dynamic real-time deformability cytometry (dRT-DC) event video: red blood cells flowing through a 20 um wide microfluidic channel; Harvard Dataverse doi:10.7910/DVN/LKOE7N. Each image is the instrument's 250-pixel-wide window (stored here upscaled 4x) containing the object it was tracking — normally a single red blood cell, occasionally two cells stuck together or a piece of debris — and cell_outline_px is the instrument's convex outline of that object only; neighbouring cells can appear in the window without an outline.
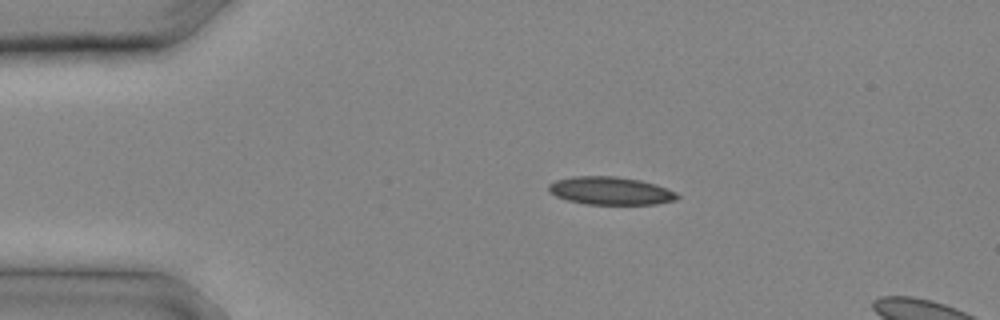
{"species": "common noctule bat (a hibernating species)", "species_latin": "Nyctalus noctula", "temperature_condition": "cold", "stored_images_in_passage": 5, "camera_frame_rate_fps": 3000, "um_per_image_px": 0.085, "animal": {"sex": "male", "body_mass_g": 20.4}, "frame": {"image": 1, "passage_image": 1, "time_ms": 0.0, "image_size_px": [1000, 320], "cell_outline_px": [[680, 196], [676, 200], [656, 204], [584, 204], [568, 200], [556, 196], [548, 192], [548, 184], [556, 180], [572, 176], [616, 176], [640, 180], [656, 184], [676, 192]], "centroid_in_image_um": [51.88, 16.21], "position_along_channel_um": 33.1, "area_um2": 21.04}}